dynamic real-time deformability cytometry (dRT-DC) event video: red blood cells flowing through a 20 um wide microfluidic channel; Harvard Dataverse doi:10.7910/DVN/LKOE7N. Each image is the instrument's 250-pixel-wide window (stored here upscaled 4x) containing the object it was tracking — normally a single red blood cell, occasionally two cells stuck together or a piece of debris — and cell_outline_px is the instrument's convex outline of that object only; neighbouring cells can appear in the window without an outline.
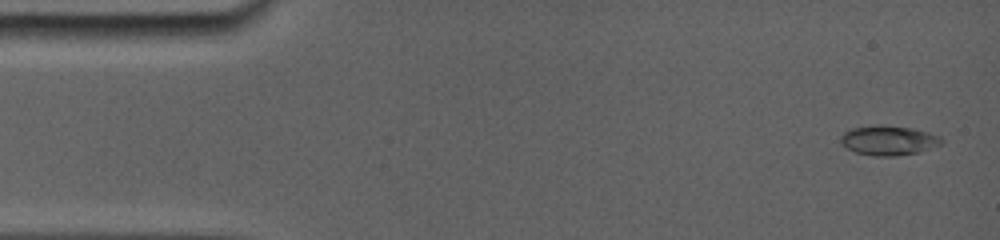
{"species": "common noctule bat (a hibernating species)", "species_latin": "Nyctalus noctula", "temperature_condition": "room temperature", "stored_images_in_passage": 23, "camera_frame_rate_fps": 5000, "um_per_image_px": 0.085, "animal": {"sex": "female", "body_mass_g": 19.0, "forearm_length_mm": 56.7}, "frame": {"image": 1, "passage_image": 1, "time_ms": 0.0, "image_size_px": [1000, 240], "cell_outline_px": [[932, 136], [912, 152], [860, 152], [844, 144], [844, 132], [856, 128], [908, 128], [924, 132]], "centroid_in_image_um": [75.22, 11.87], "position_along_channel_um": 9.8, "area_um2": 12.89}}
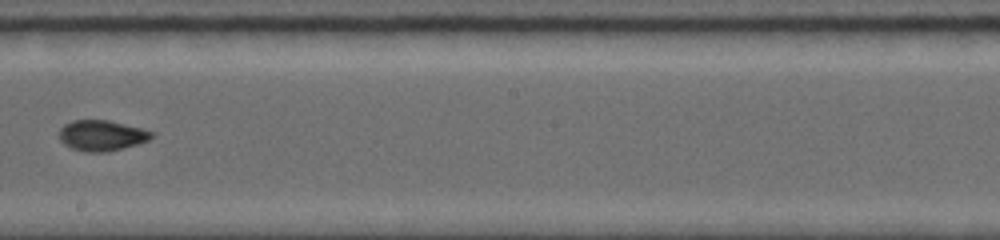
{"frame": {"image": 2, "passage_image": 12, "time_ms": 8.8, "image_size_px": [1000, 240], "cell_outline_px": [[156, 132], [148, 140], [136, 144], [108, 152], [84, 152], [72, 148], [64, 144], [60, 140], [60, 128], [64, 124], [72, 120], [108, 120]], "centroid_in_image_um": [8.63, 11.51], "position_along_channel_um": 239.6, "area_um2": 16.42}}
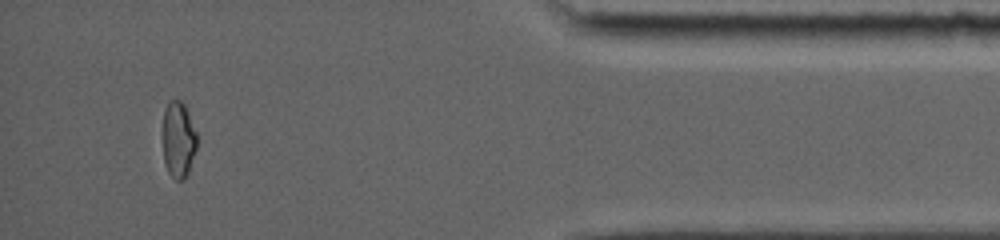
{"frame": {"image": 3, "passage_image": 21, "time_ms": 14.4, "image_size_px": [1000, 240], "cell_outline_px": [[196, 148], [188, 172], [184, 180], [176, 180], [168, 172], [164, 164], [164, 108], [168, 100], [180, 100], [184, 104], [188, 112], [196, 132]], "centroid_in_image_um": [15.16, 11.86], "position_along_channel_um": 420.0, "area_um2": 14.97}}